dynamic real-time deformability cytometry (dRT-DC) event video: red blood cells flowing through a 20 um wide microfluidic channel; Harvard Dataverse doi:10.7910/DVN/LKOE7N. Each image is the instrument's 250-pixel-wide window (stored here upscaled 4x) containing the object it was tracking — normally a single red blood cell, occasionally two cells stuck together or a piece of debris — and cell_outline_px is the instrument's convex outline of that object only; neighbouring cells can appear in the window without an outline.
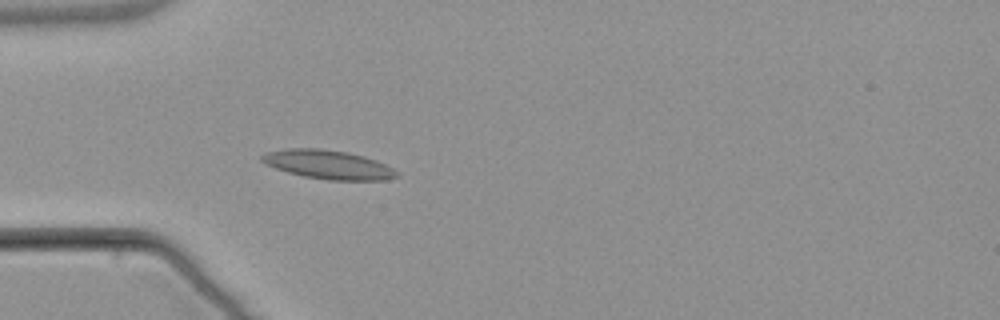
{"species": "common noctule bat (a hibernating species)", "species_latin": "Nyctalus noctula", "temperature_condition": "warm", "stored_images_in_passage": 4, "camera_frame_rate_fps": 3000, "um_per_image_px": 0.085, "animal": {"sex": "male", "body_mass_g": 21.5, "forearm_length_mm": 52.0}, "frame": {"image": 1, "passage_image": 4, "time_ms": 4.667, "image_size_px": [1000, 320], "cell_outline_px": [[400, 176], [388, 180], [328, 180], [304, 176], [288, 172], [264, 164], [260, 160], [260, 156], [264, 152], [284, 148], [320, 148], [348, 152], [364, 156], [376, 160], [400, 172]], "centroid_in_image_um": [27.89, 13.98], "position_along_channel_um": 57.1, "area_um2": 23.0}}